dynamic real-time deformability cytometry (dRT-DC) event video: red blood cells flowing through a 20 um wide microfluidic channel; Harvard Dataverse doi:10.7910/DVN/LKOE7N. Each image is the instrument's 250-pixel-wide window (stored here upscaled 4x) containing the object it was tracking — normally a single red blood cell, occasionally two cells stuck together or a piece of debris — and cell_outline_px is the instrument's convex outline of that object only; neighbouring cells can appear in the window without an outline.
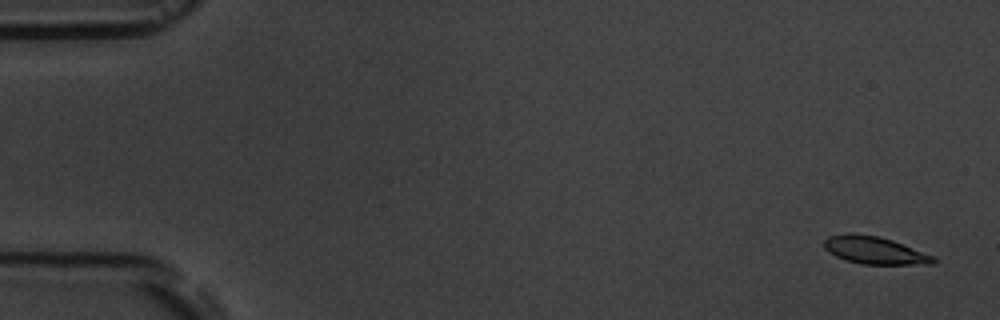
{"species": "common noctule bat (a hibernating species)", "species_latin": "Nyctalus noctula", "temperature_condition": "room temperature", "stored_images_in_passage": 4, "camera_frame_rate_fps": 3000, "um_per_image_px": 0.085, "animal": {"sex": "male", "body_mass_g": 19.5, "forearm_length_mm": 54.6}, "frame": {"image": 1, "passage_image": 1, "time_ms": 0.0, "image_size_px": [1000, 320], "cell_outline_px": [[936, 264], [860, 264], [836, 256], [828, 252], [824, 248], [824, 240], [828, 236], [848, 232], [852, 232], [880, 236], [892, 240], [936, 256]], "centroid_in_image_um": [74.35, 21.26], "position_along_channel_um": 10.7, "area_um2": 17.74}}
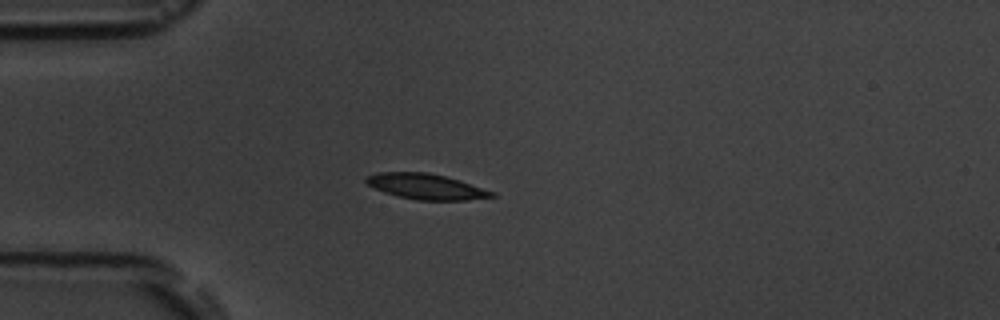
{"frame": {"image": 2, "passage_image": 4, "time_ms": 4.333, "image_size_px": [1000, 320], "cell_outline_px": [[496, 196], [468, 200], [416, 200], [384, 192], [368, 184], [364, 180], [364, 176], [380, 172], [428, 172], [460, 180], [496, 192]], "centroid_in_image_um": [36.24, 15.85], "position_along_channel_um": 48.8, "area_um2": 18.67}}